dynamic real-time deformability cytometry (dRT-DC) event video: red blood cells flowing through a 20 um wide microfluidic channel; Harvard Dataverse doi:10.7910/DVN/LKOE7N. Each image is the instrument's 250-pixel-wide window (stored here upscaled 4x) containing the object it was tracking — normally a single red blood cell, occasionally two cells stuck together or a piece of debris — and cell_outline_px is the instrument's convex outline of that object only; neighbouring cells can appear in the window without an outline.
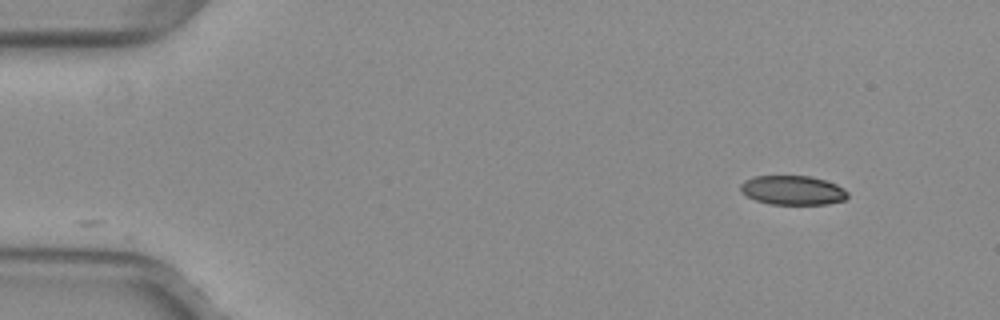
{"species": "common noctule bat (a hibernating species)", "species_latin": "Nyctalus noctula", "temperature_condition": "warm", "stored_images_in_passage": 47, "camera_frame_rate_fps": 3000, "um_per_image_px": 0.085, "animal": {"sex": "female", "body_mass_g": 29.2, "forearm_length_mm": 56.3}, "frame": {"image": 1, "passage_image": 1, "time_ms": 0.0, "image_size_px": [1000, 320], "cell_outline_px": [[848, 196], [844, 200], [828, 204], [772, 204], [756, 200], [740, 192], [740, 184], [744, 180], [756, 176], [812, 176], [836, 184], [844, 188], [848, 192]], "centroid_in_image_um": [67.39, 16.17], "position_along_channel_um": 17.6, "area_um2": 18.26}}
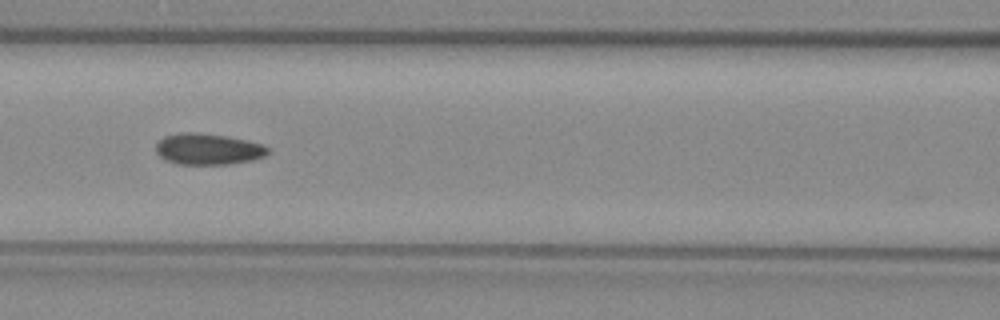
{"frame": {"image": 2, "passage_image": 19, "time_ms": 6.0, "image_size_px": [1000, 320], "cell_outline_px": [[268, 152], [264, 156], [252, 160], [228, 164], [176, 164], [160, 156], [156, 152], [156, 144], [164, 136], [176, 132], [192, 132], [224, 136], [244, 140], [260, 144], [268, 148]], "centroid_in_image_um": [17.63, 12.67], "position_along_channel_um": 149.0, "area_um2": 20.06}}
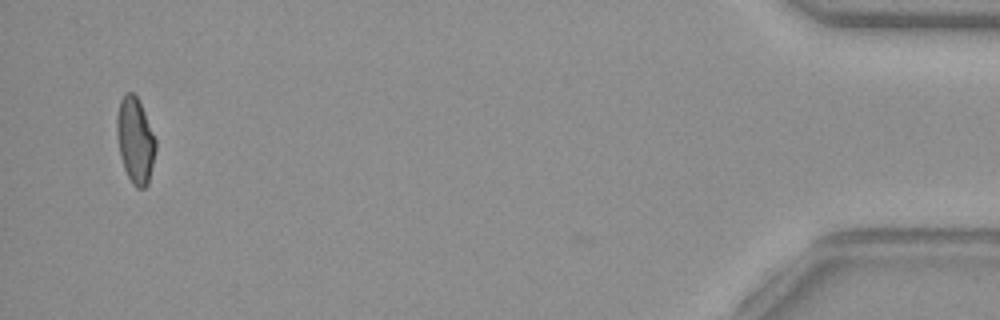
{"frame": {"image": 3, "passage_image": 46, "time_ms": 15.0, "image_size_px": [1000, 320], "cell_outline_px": [[156, 148], [148, 184], [144, 188], [136, 188], [132, 184], [124, 168], [120, 156], [116, 132], [116, 116], [120, 100], [124, 92], [132, 92], [136, 96], [144, 112], [156, 140]], "centroid_in_image_um": [11.48, 11.93], "position_along_channel_um": 423.7, "area_um2": 19.36}, "authors_computed_cell_mechanics": {"area_um2": 19.8832, "velocity_mm_per_s": 4.0176, "shape_relaxation_time_tau1_ms": null, "shape_relaxation_time_tau2_ms": 2.0437, "deformation_change_tau1": null, "deformation_change_tau2": 0.0779}}